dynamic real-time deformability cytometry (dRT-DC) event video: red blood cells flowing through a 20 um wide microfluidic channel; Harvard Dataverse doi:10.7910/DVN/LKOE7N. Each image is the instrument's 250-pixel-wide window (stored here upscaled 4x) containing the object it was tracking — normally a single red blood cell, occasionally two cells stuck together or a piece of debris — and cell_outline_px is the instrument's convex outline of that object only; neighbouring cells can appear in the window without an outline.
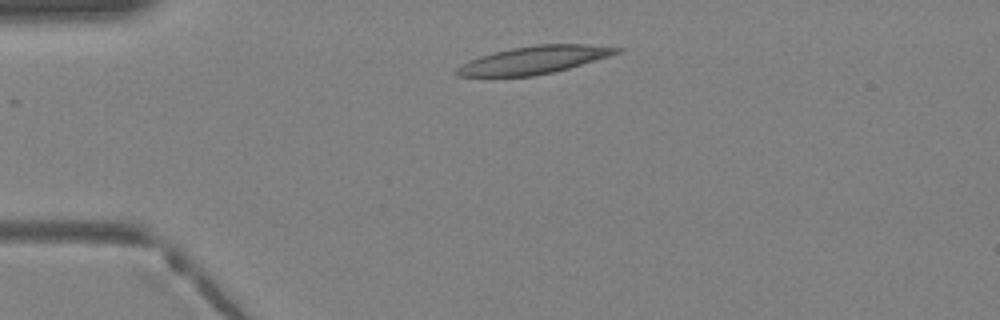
{"species": "Egyptian fruit bat (a non-hibernating species)", "species_latin": "Rousettus aegyptiacus", "temperature_condition": "warm", "stored_images_in_passage": 31, "camera_frame_rate_fps": 3000, "um_per_image_px": 0.085, "animal": {"sex": "female"}, "frame": {"image": 1, "passage_image": 1, "time_ms": 0.0, "image_size_px": [1000, 320], "cell_outline_px": [[624, 48], [620, 52], [608, 56], [568, 68], [552, 72], [532, 76], [456, 76], [452, 72], [456, 68], [480, 56], [512, 48], [536, 44], [584, 44]], "centroid_in_image_um": [45.39, 5.09], "position_along_channel_um": 39.6, "area_um2": 25.37}}
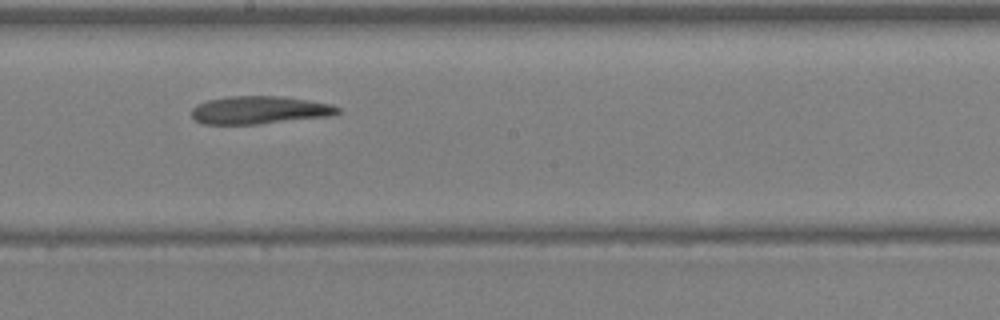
{"frame": {"image": 2, "passage_image": 14, "time_ms": 4.333, "image_size_px": [1000, 320], "cell_outline_px": [[340, 112], [332, 116], [256, 124], [204, 124], [196, 120], [192, 116], [192, 108], [196, 104], [208, 100], [228, 96], [284, 96], [332, 104], [340, 108]], "centroid_in_image_um": [22.07, 9.35], "position_along_channel_um": 226.1, "area_um2": 23.81}}
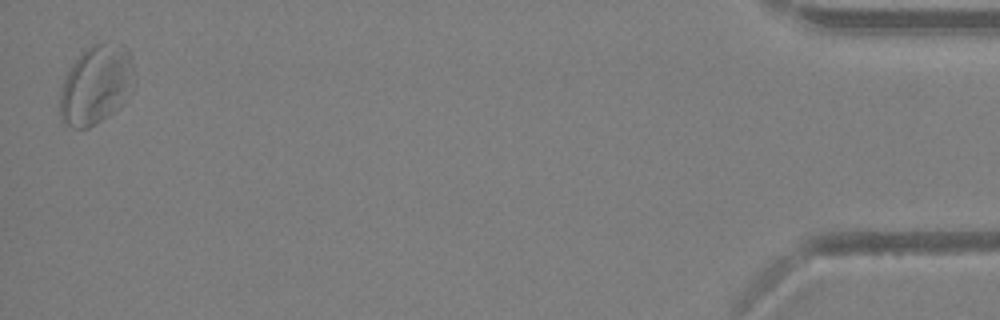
{"frame": {"image": 3, "passage_image": 31, "time_ms": 10.0, "image_size_px": [1000, 320], "cell_outline_px": [[132, 92], [124, 104], [108, 116], [96, 124], [88, 128], [72, 128], [60, 116], [60, 88], [72, 64], [92, 44], [100, 40], [124, 44], [132, 60]], "centroid_in_image_um": [8.19, 7.19], "position_along_channel_um": 427.0, "area_um2": 34.33}}